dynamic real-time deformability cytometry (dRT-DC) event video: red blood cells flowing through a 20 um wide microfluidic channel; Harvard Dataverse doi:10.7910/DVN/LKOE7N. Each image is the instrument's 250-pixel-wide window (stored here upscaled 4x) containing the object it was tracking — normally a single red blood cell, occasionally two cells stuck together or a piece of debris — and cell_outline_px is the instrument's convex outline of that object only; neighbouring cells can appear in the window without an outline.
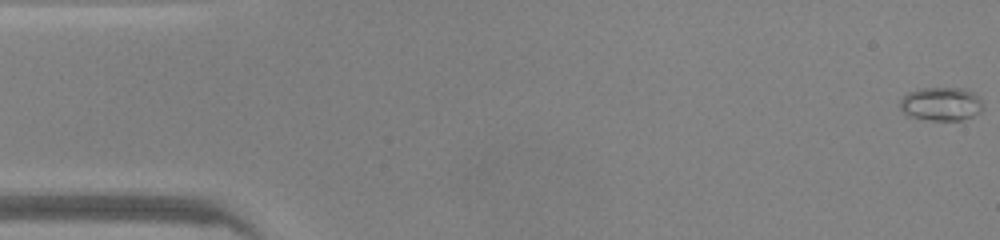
{"species": "common noctule bat (a hibernating species)", "species_latin": "Nyctalus noctula", "temperature_condition": "warm", "stored_images_in_passage": 48, "camera_frame_rate_fps": 3000, "um_per_image_px": 0.085, "animal": {"sex": "male", "body_mass_g": 20.0, "forearm_length_mm": 53.3}, "frame": {"image": 1, "passage_image": 1, "time_ms": 0.0, "image_size_px": [1000, 240], "cell_outline_px": [[984, 108], [980, 112], [972, 116], [960, 120], [932, 120], [908, 116], [900, 108], [900, 100], [908, 92], [916, 88], [968, 88], [980, 96], [984, 104]], "centroid_in_image_um": [80.04, 8.81], "position_along_channel_um": 5.0, "area_um2": 16.53}}
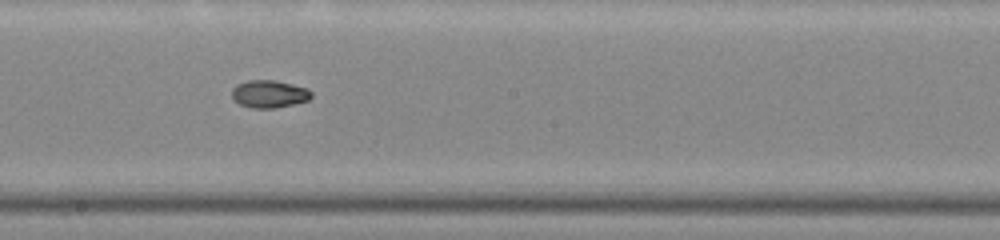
{"frame": {"image": 2, "passage_image": 26, "time_ms": 8.333, "image_size_px": [1000, 240], "cell_outline_px": [[312, 96], [308, 100], [276, 108], [252, 108], [240, 104], [232, 96], [232, 88], [236, 84], [248, 80], [276, 80], [308, 88], [312, 92]], "centroid_in_image_um": [22.89, 7.97], "position_along_channel_um": 225.3, "area_um2": 12.77}}
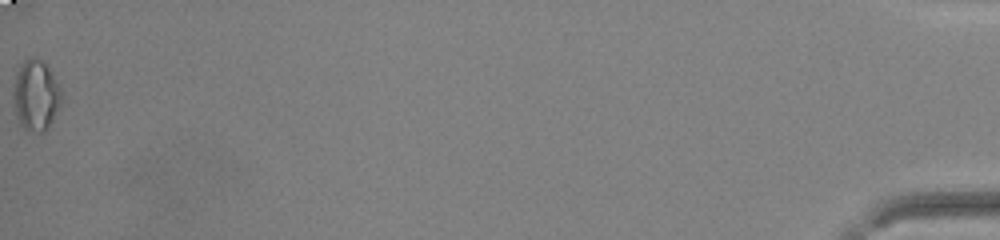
{"frame": {"image": 3, "passage_image": 48, "time_ms": 15.667, "image_size_px": [1000, 240], "cell_outline_px": [[64, 92], [60, 104], [44, 132], [36, 132], [24, 128], [20, 124], [16, 116], [12, 100], [12, 88], [16, 72], [20, 64], [28, 56], [36, 56], [52, 72]], "centroid_in_image_um": [3.02, 8.05], "position_along_channel_um": 432.2, "area_um2": 20.11}, "authors_computed_cell_mechanics": {"area_um2": 13.1495, "velocity_mm_per_s": 4.2948, "shape_relaxation_time_tau1_ms": null, "shape_relaxation_time_tau2_ms": 8.2369, "deformation_change_tau1": null, "deformation_change_tau2": 0.0865}}